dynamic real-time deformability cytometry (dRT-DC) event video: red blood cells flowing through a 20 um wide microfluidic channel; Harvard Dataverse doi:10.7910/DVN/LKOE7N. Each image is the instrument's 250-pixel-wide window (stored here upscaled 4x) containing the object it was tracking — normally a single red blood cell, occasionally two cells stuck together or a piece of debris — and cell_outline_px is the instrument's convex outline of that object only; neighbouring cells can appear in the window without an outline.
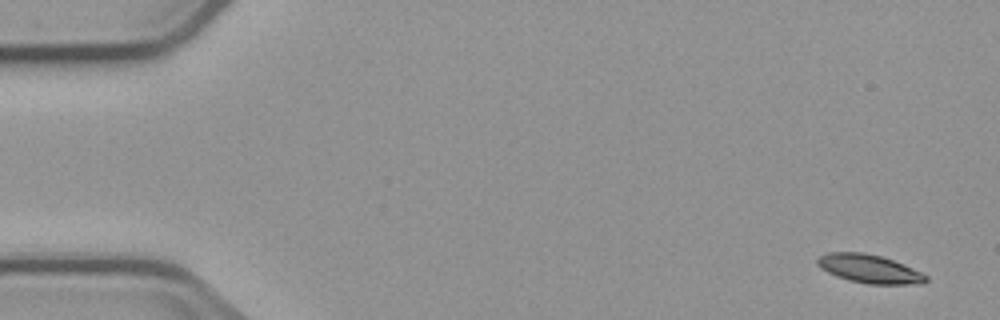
{"species": "common noctule bat (a hibernating species)", "species_latin": "Nyctalus noctula", "temperature_condition": "cold", "stored_images_in_passage": 6, "camera_frame_rate_fps": 3000, "um_per_image_px": 0.085, "animal": {"sex": "male", "body_mass_g": 23.1, "forearm_length_mm": 52.7}, "frame": {"image": 1, "passage_image": 1, "time_ms": 0.0, "image_size_px": [1000, 320], "cell_outline_px": [[928, 280], [924, 284], [868, 284], [848, 280], [836, 276], [820, 268], [816, 264], [816, 260], [820, 256], [828, 252], [864, 252], [880, 256], [904, 264], [928, 276]], "centroid_in_image_um": [73.89, 22.85], "position_along_channel_um": 11.1, "area_um2": 18.09}}
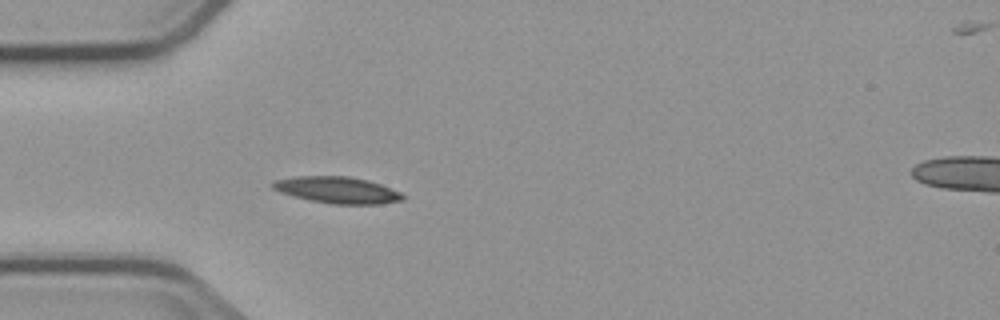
{"frame": {"image": 2, "passage_image": 5, "time_ms": 4.667, "image_size_px": [1000, 320], "cell_outline_px": [[404, 200], [380, 204], [332, 204], [312, 200], [280, 192], [272, 188], [272, 180], [292, 176], [348, 176], [368, 180], [380, 184], [400, 192], [404, 196]], "centroid_in_image_um": [28.66, 16.14], "position_along_channel_um": 56.3, "area_um2": 20.06}}